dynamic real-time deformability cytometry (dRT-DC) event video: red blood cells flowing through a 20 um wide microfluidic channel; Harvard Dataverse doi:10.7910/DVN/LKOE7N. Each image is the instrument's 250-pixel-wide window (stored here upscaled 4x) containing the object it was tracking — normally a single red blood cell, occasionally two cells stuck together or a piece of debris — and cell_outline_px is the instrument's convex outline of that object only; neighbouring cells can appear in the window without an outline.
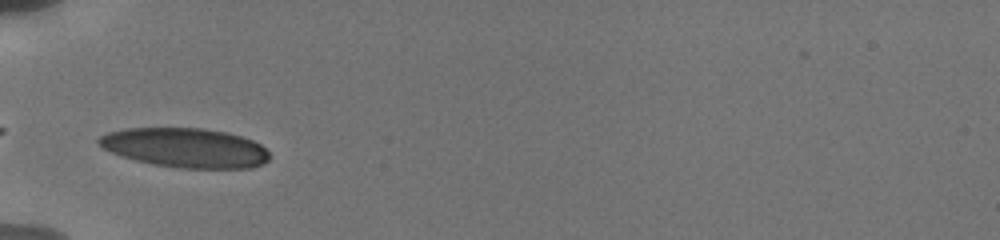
{"species": "human", "species_latin": "Homo sapiens", "temperature_condition": "cold", "stored_images_in_passage": 10, "camera_frame_rate_fps": 3000, "um_per_image_px": 0.085, "donor": {"sex": "male"}, "frame": {"image": 1, "passage_image": 1, "time_ms": 0.0, "image_size_px": [1000, 240], "cell_outline_px": [[272, 156], [264, 164], [252, 168], [180, 168], [152, 164], [136, 160], [112, 152], [96, 144], [96, 140], [100, 136], [108, 132], [128, 128], [204, 128], [224, 132], [240, 136], [252, 140], [260, 144]], "centroid_in_image_um": [15.77, 12.56], "position_along_channel_um": 69.2, "area_um2": 39.25}}
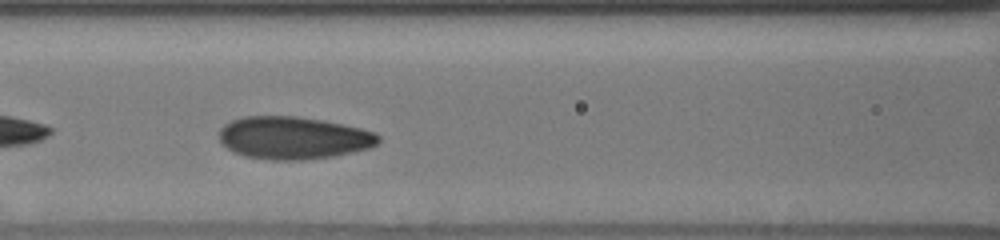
{"frame": {"image": 2, "passage_image": 7, "time_ms": 2.0, "image_size_px": [1000, 240], "cell_outline_px": [[380, 140], [372, 148], [332, 156], [304, 160], [272, 160], [244, 156], [232, 152], [220, 140], [220, 128], [224, 124], [232, 120], [244, 116], [296, 116], [320, 120], [360, 128], [376, 132], [380, 136]], "centroid_in_image_um": [24.94, 11.72], "position_along_channel_um": 141.7, "area_um2": 39.48}}
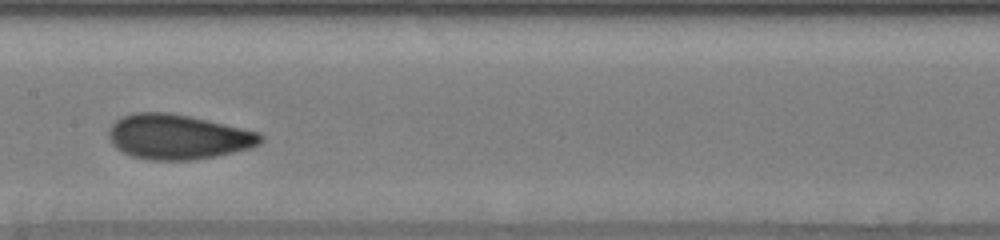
{"frame": {"image": 3, "passage_image": 9, "time_ms": 3.333, "image_size_px": [1000, 240], "cell_outline_px": [[264, 140], [260, 144], [252, 148], [216, 156], [192, 160], [152, 160], [132, 156], [116, 148], [112, 144], [108, 136], [108, 132], [112, 124], [116, 120], [124, 116], [136, 112], [168, 112], [208, 120], [260, 132], [264, 136]], "centroid_in_image_um": [15.16, 11.63], "position_along_channel_um": 192.2, "area_um2": 39.82}}